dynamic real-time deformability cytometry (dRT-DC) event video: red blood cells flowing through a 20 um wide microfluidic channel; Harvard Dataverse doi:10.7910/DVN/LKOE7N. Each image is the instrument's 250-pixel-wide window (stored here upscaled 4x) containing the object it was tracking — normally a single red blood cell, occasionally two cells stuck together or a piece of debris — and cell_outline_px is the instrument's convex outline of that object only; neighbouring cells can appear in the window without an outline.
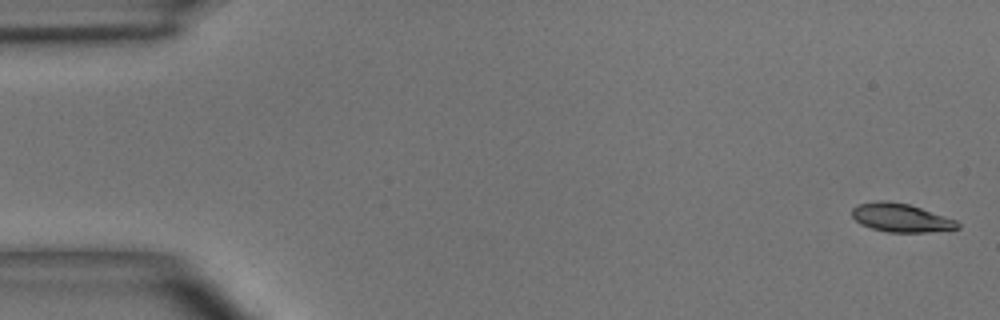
{"species": "common noctule bat (a hibernating species)", "species_latin": "Nyctalus noctula", "temperature_condition": "room temperature", "stored_images_in_passage": 5, "camera_frame_rate_fps": 3000, "um_per_image_px": 0.085, "animal": {"sex": "male", "body_mass_g": 15.6}, "frame": {"image": 1, "passage_image": 1, "time_ms": 0.0, "image_size_px": [1000, 320], "cell_outline_px": [[960, 228], [928, 232], [888, 232], [872, 228], [860, 224], [852, 216], [852, 208], [856, 204], [876, 200], [888, 200], [908, 204], [956, 220], [960, 224]], "centroid_in_image_um": [76.54, 18.5], "position_along_channel_um": 8.5, "area_um2": 17.51}}